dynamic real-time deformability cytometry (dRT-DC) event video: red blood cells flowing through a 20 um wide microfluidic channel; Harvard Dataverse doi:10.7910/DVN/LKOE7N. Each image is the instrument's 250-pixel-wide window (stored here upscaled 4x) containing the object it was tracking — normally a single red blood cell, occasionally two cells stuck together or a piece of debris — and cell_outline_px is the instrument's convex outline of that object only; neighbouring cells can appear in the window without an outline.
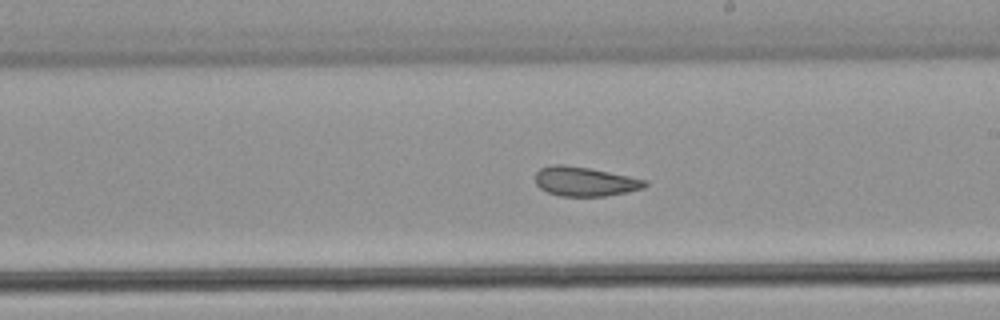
{"species": "common noctule bat (a hibernating species)", "species_latin": "Nyctalus noctula", "temperature_condition": "warm", "stored_images_in_passage": 27, "camera_frame_rate_fps": 3000, "um_per_image_px": 0.085, "animal": {"sex": "male", "body_mass_g": 21.5, "forearm_length_mm": 52.0}, "frame": {"image": 1, "passage_image": 16, "time_ms": 5.0, "image_size_px": [1000, 320], "cell_outline_px": [[648, 184], [644, 188], [628, 192], [604, 196], [560, 196], [548, 192], [540, 188], [536, 184], [536, 172], [540, 168], [552, 164], [564, 164], [588, 168], [648, 180]], "centroid_in_image_um": [49.71, 15.43], "position_along_channel_um": 239.3, "area_um2": 18.73}}
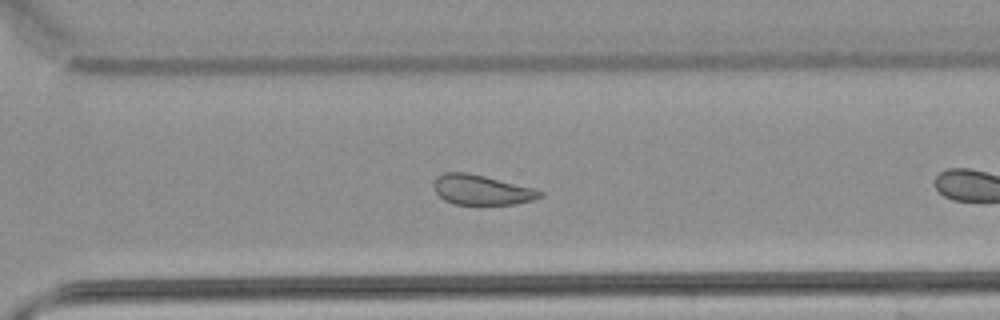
{"frame": {"image": 2, "passage_image": 23, "time_ms": 7.333, "image_size_px": [1000, 320], "cell_outline_px": [[544, 196], [532, 200], [516, 204], [452, 204], [444, 200], [436, 192], [432, 184], [436, 176], [444, 172], [468, 172], [532, 188], [544, 192]], "centroid_in_image_um": [40.9, 16.14], "position_along_channel_um": 329.7, "area_um2": 18.5}}